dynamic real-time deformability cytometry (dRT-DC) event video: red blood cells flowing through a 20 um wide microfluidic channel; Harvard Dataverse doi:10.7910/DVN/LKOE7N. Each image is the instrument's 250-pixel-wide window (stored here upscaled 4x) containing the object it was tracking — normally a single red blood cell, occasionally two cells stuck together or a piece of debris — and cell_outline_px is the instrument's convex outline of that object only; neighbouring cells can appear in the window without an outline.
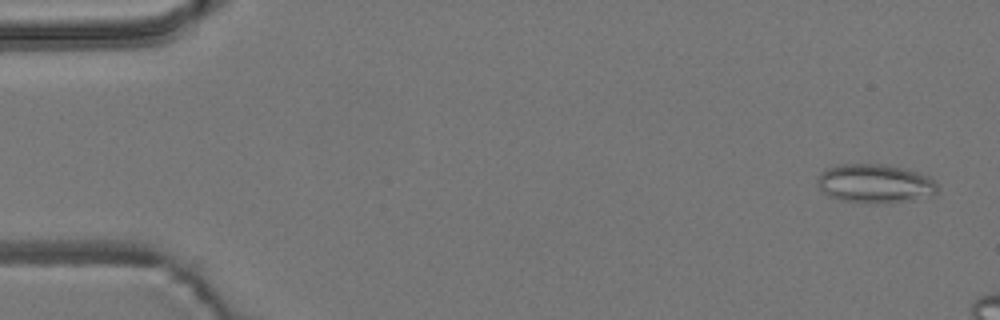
{"species": "common noctule bat (a hibernating species)", "species_latin": "Nyctalus noctula", "temperature_condition": "room temperature", "stored_images_in_passage": 12, "camera_frame_rate_fps": 3000, "um_per_image_px": 0.085, "animal": {"sex": "male", "body_mass_g": 19.2, "forearm_length_mm": 51.8}, "frame": {"image": 1, "passage_image": 3, "time_ms": 0.667, "image_size_px": [1000, 320], "cell_outline_px": [[936, 192], [932, 196], [908, 200], [840, 200], [828, 196], [816, 184], [816, 180], [820, 172], [828, 168], [840, 164], [888, 164], [904, 168], [932, 176], [936, 180]], "centroid_in_image_um": [74.38, 15.54], "position_along_channel_um": 10.6, "area_um2": 26.53}}